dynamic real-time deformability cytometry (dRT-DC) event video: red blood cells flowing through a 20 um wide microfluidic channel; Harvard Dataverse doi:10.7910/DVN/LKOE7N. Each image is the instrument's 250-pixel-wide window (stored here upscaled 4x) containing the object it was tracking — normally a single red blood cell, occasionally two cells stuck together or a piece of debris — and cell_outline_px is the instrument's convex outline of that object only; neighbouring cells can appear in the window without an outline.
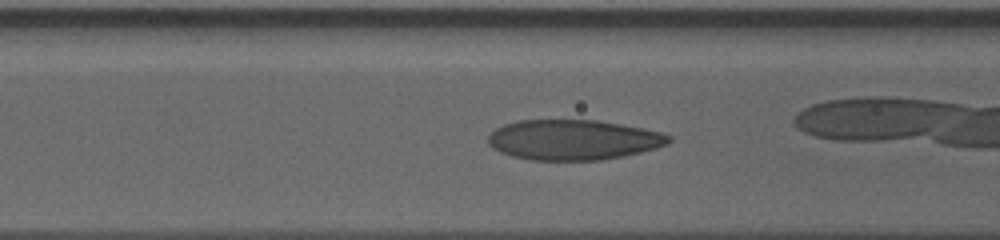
{"species": "human", "species_latin": "Homo sapiens", "temperature_condition": "cold", "stored_images_in_passage": 28, "camera_frame_rate_fps": 3000, "um_per_image_px": 0.085, "donor": {"sex": "male"}, "frame": {"image": 1, "passage_image": 5, "time_ms": 1.333, "image_size_px": [1000, 240], "cell_outline_px": [[672, 140], [668, 144], [656, 148], [624, 156], [600, 160], [528, 160], [512, 156], [500, 152], [492, 148], [488, 144], [488, 136], [496, 128], [504, 124], [520, 120], [596, 120], [620, 124], [660, 132], [672, 136]], "centroid_in_image_um": [48.71, 11.89], "position_along_channel_um": 117.9, "area_um2": 42.37}}
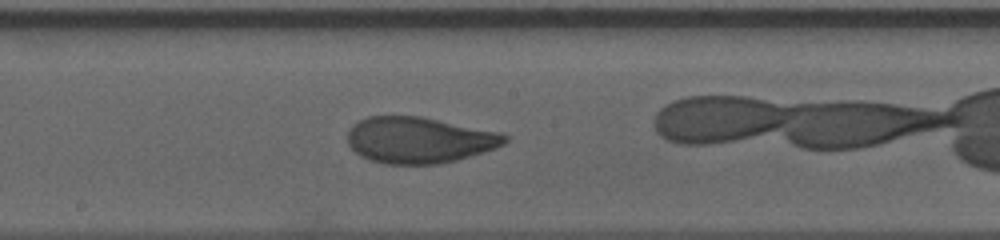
{"frame": {"image": 2, "passage_image": 13, "time_ms": 4.0, "image_size_px": [1000, 240], "cell_outline_px": [[508, 140], [504, 144], [496, 148], [484, 152], [456, 160], [440, 164], [384, 164], [368, 160], [360, 156], [348, 144], [348, 128], [360, 120], [368, 116], [420, 116], [500, 132], [508, 136]], "centroid_in_image_um": [35.62, 11.91], "position_along_channel_um": 212.6, "area_um2": 42.48}}
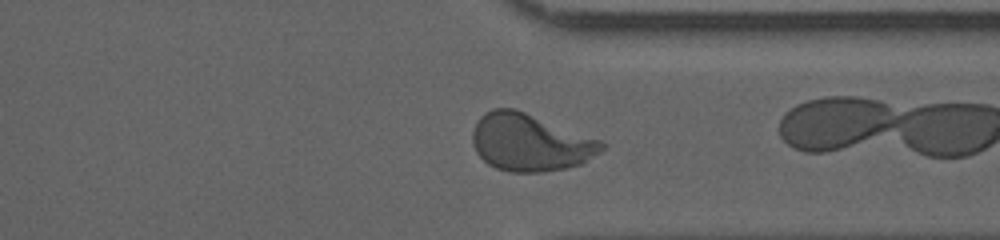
{"frame": {"image": 3, "passage_image": 26, "time_ms": 8.333, "image_size_px": [1000, 240], "cell_outline_px": [[604, 148], [600, 152], [580, 164], [564, 168], [540, 172], [508, 172], [496, 168], [488, 164], [476, 152], [472, 144], [472, 132], [476, 120], [484, 112], [492, 108], [516, 108], [600, 140], [604, 144]], "centroid_in_image_um": [45.0, 12.09], "position_along_channel_um": 366.4, "area_um2": 43.12}}